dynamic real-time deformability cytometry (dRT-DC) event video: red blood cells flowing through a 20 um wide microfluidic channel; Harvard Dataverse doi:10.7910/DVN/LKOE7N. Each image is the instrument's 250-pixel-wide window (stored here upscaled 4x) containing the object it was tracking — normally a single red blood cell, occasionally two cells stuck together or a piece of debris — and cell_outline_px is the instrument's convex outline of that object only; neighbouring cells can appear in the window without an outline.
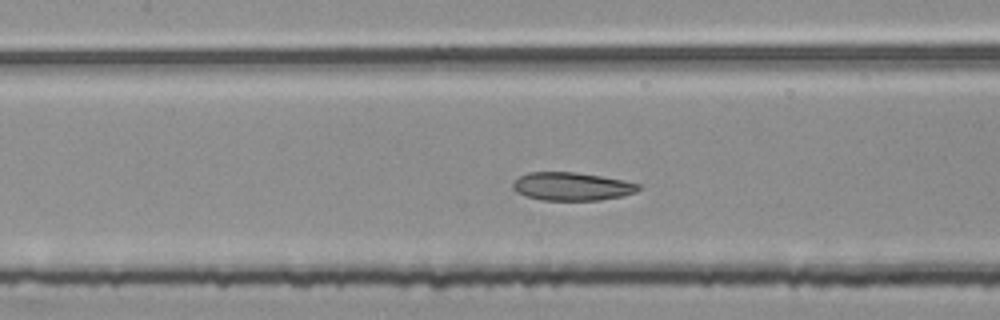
{"species": "common noctule bat (a hibernating species)", "species_latin": "Nyctalus noctula", "temperature_condition": "room temperature", "stored_images_in_passage": 47, "segment_of_instrument_passage": [2, 2], "camera_frame_rate_fps": 3000, "um_per_image_px": 0.085, "animal": {"sex": "female", "body_mass_g": 25.1}, "frame": {"image": 1, "passage_image": 21, "time_ms": 6.667, "image_size_px": [1000, 320], "cell_outline_px": [[640, 188], [636, 192], [620, 196], [600, 200], [540, 200], [524, 196], [516, 192], [512, 188], [512, 184], [520, 176], [528, 172], [576, 172], [624, 180], [640, 184]], "centroid_in_image_um": [48.58, 15.85], "position_along_channel_um": 158.8, "area_um2": 20.63}}
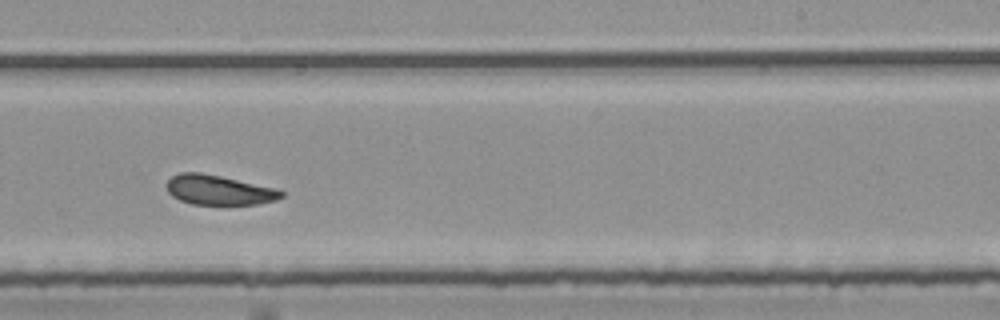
{"frame": {"image": 2, "passage_image": 30, "time_ms": 9.667, "image_size_px": [1000, 320], "cell_outline_px": [[284, 196], [276, 200], [260, 204], [192, 204], [180, 200], [172, 196], [168, 192], [168, 180], [172, 176], [180, 172], [200, 172], [220, 176], [276, 188], [284, 192]], "centroid_in_image_um": [18.62, 16.15], "position_along_channel_um": 270.4, "area_um2": 19.77}}
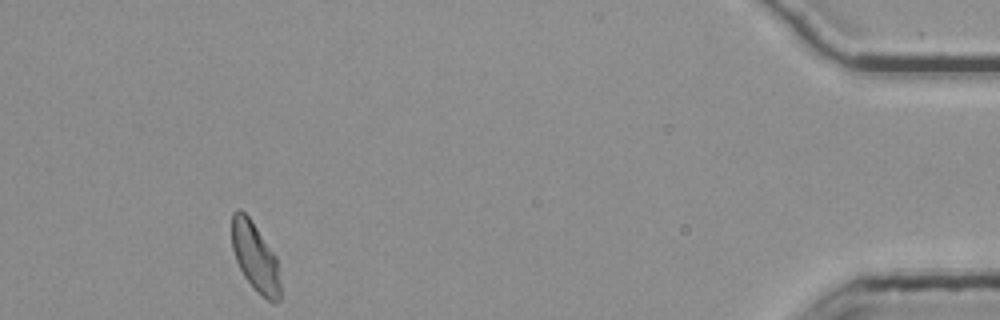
{"frame": {"image": 3, "passage_image": 47, "time_ms": 15.333, "image_size_px": [1000, 320], "cell_outline_px": [[280, 300], [276, 304], [272, 304], [244, 276], [236, 260], [232, 248], [232, 212], [236, 208], [240, 208], [248, 216], [276, 256], [280, 284]], "centroid_in_image_um": [21.69, 21.83], "position_along_channel_um": 413.5, "area_um2": 19.13}}